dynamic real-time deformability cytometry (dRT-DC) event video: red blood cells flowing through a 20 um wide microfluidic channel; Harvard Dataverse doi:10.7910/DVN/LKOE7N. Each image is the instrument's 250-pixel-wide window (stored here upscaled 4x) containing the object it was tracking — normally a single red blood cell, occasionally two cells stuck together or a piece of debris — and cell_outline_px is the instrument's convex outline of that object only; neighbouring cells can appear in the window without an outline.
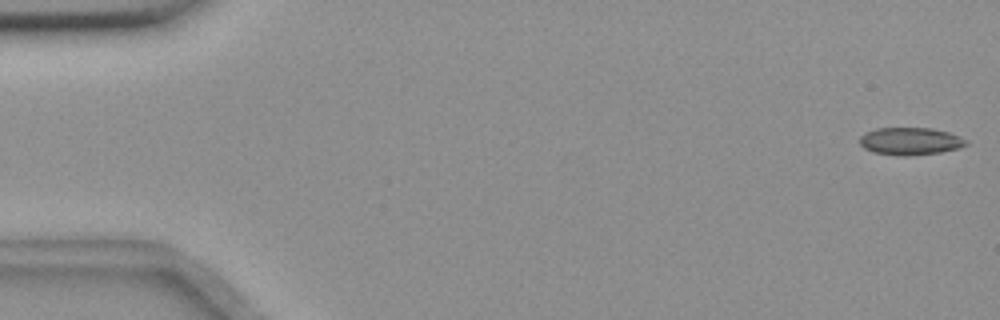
{"species": "common noctule bat (a hibernating species)", "species_latin": "Nyctalus noctula", "temperature_condition": "room temperature", "stored_images_in_passage": 52, "camera_frame_rate_fps": 3000, "um_per_image_px": 0.085, "animal": {"sex": "female", "body_mass_g": 18.4}, "frame": {"image": 1, "passage_image": 1, "time_ms": 0.0, "image_size_px": [1000, 320], "cell_outline_px": [[968, 144], [960, 148], [940, 152], [904, 156], [872, 152], [864, 148], [860, 144], [860, 136], [876, 128], [932, 128], [948, 132], [960, 136], [968, 140]], "centroid_in_image_um": [77.4, 12.0], "position_along_channel_um": 7.6, "area_um2": 16.99}}
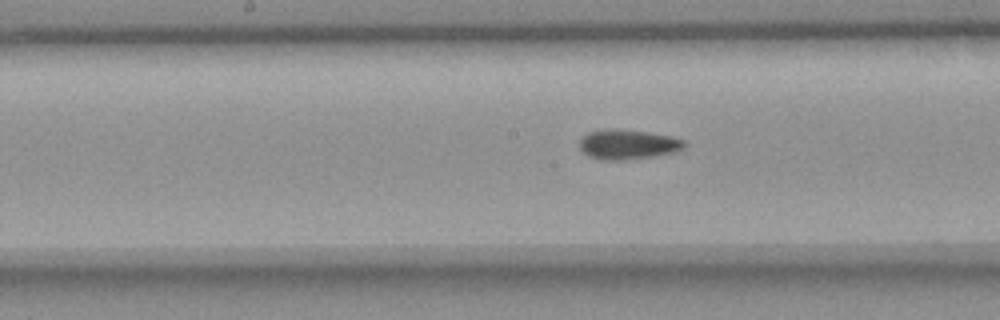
{"frame": {"image": 2, "passage_image": 28, "time_ms": 9.0, "image_size_px": [1000, 320], "cell_outline_px": [[688, 144], [684, 148], [672, 152], [652, 156], [624, 160], [600, 160], [588, 156], [580, 148], [580, 140], [588, 132], [604, 128], [616, 128], [648, 132], [672, 136], [684, 140]], "centroid_in_image_um": [53.36, 12.26], "position_along_channel_um": 194.8, "area_um2": 18.32}}
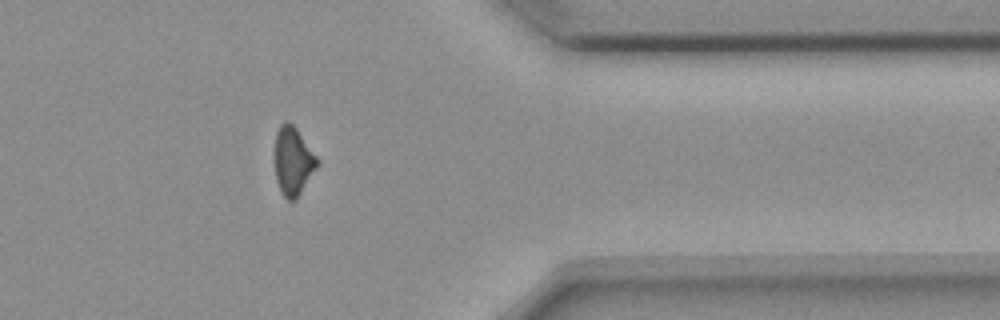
{"frame": {"image": 3, "passage_image": 45, "time_ms": 14.667, "image_size_px": [1000, 320], "cell_outline_px": [[320, 164], [296, 200], [288, 200], [280, 192], [276, 180], [276, 132], [280, 124], [284, 120], [288, 120], [296, 128], [320, 160]], "centroid_in_image_um": [24.94, 13.7], "position_along_channel_um": 386.5, "area_um2": 16.99}, "authors_computed_cell_mechanics": {"area_um2": 17.3978, "velocity_mm_per_s": 3.6709, "shape_relaxation_time_tau1_ms": 5.8734, "shape_relaxation_time_tau2_ms": 3.4681, "deformation_change_tau1": 0.1343, "deformation_change_tau2": 0.0974}}